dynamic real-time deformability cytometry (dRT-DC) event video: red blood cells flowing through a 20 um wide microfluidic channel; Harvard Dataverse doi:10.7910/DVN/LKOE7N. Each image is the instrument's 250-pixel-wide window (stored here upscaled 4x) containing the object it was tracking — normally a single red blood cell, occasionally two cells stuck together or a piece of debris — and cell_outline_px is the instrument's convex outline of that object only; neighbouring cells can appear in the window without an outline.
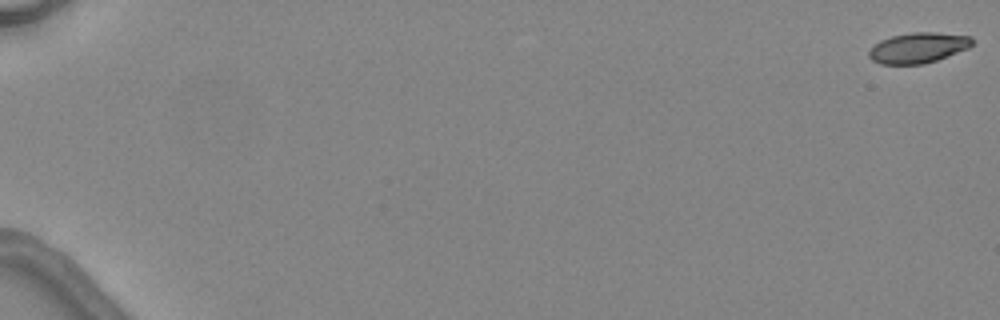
{"species": "common noctule bat (a hibernating species)", "species_latin": "Nyctalus noctula", "temperature_condition": "warm", "stored_images_in_passage": 5, "segment_of_instrument_passage": [2, 2], "camera_frame_rate_fps": 3000, "um_per_image_px": 0.085, "animal": {"sex": "female", "body_mass_g": 24.6, "forearm_length_mm": 56.2}, "frame": {"image": 1, "passage_image": 5, "time_ms": 6.667, "image_size_px": [1000, 320], "cell_outline_px": [[972, 44], [968, 48], [936, 60], [924, 64], [880, 64], [872, 60], [868, 56], [868, 52], [880, 40], [892, 36], [912, 32], [936, 32], [972, 36]], "centroid_in_image_um": [78.04, 4.06], "position_along_channel_um": 7.0, "area_um2": 18.21}}